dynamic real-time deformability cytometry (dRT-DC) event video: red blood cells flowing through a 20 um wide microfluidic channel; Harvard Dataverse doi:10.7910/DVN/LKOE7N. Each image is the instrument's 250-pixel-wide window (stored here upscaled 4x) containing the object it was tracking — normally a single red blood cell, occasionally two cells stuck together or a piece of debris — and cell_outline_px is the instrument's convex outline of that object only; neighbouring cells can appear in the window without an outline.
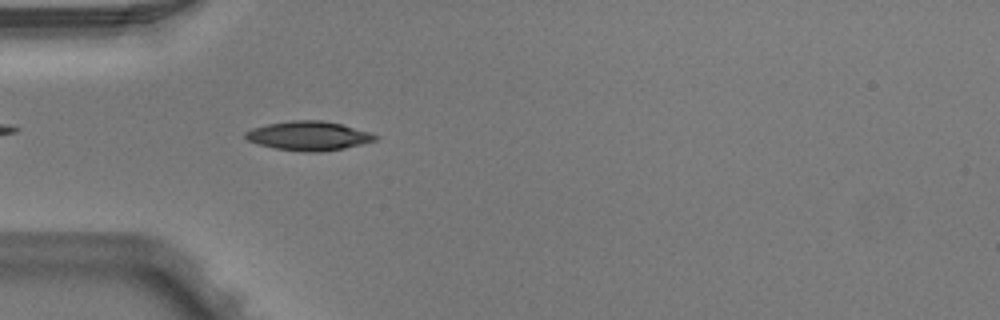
{"species": "Egyptian fruit bat (a non-hibernating species)", "species_latin": "Rousettus aegyptiacus", "temperature_condition": "warm", "stored_images_in_passage": 5, "camera_frame_rate_fps": 3000, "um_per_image_px": 0.085, "animal": {"sex": "male"}, "frame": {"image": 1, "passage_image": 5, "time_ms": 1.333, "image_size_px": [1000, 320], "cell_outline_px": [[380, 136], [376, 140], [344, 148], [320, 152], [308, 152], [276, 148], [260, 144], [248, 140], [244, 136], [244, 132], [252, 128], [268, 124], [292, 120], [320, 120], [340, 124], [368, 132]], "centroid_in_image_um": [26.22, 11.54], "position_along_channel_um": 58.8, "area_um2": 21.68}}